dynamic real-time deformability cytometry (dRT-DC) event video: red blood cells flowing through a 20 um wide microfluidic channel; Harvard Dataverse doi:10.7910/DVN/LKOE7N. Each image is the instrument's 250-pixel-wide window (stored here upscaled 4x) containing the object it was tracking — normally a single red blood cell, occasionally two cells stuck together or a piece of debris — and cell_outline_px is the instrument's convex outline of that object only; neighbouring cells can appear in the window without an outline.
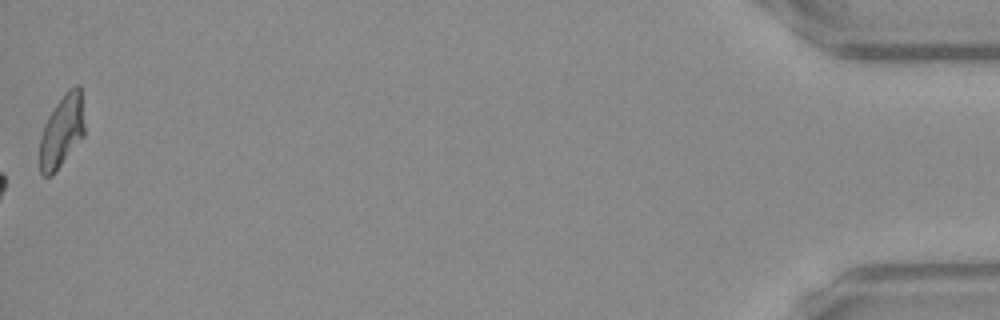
{"species": "Egyptian fruit bat (a non-hibernating species)", "species_latin": "Rousettus aegyptiacus", "temperature_condition": "warm", "stored_images_in_passage": 54, "camera_frame_rate_fps": 3000, "um_per_image_px": 0.085, "frame": {"image": 1, "passage_image": 54, "time_ms": 17.667, "image_size_px": [1000, 320], "cell_outline_px": [[84, 136], [56, 172], [52, 176], [44, 176], [40, 172], [40, 136], [44, 124], [48, 116], [56, 104], [68, 88], [76, 84], [80, 84], [84, 124]], "centroid_in_image_um": [5.25, 11.15], "position_along_channel_um": 429.9, "area_um2": 19.07}, "authors_computed_cell_mechanics": {"area_um2": 20.1144, "velocity_mm_per_s": 3.8473, "shape_relaxation_time_tau1_ms": 9.2779, "shape_relaxation_time_tau2_ms": 1.2248, "deformation_change_tau1": 0.2351, "deformation_change_tau2": 0.0642}}